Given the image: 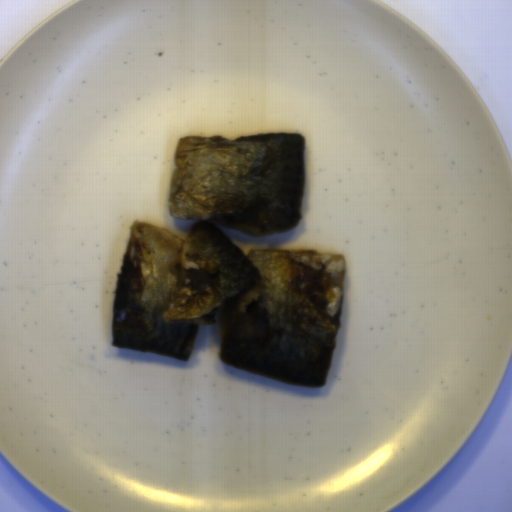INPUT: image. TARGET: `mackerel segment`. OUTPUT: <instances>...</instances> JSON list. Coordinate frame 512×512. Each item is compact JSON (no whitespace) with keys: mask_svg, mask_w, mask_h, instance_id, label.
<instances>
[{"mask_svg":"<svg viewBox=\"0 0 512 512\" xmlns=\"http://www.w3.org/2000/svg\"><path fill=\"white\" fill-rule=\"evenodd\" d=\"M168 209L195 219L184 238L129 227L113 302L112 345L189 360L201 325L219 359L256 376L322 388L342 319L346 258L250 250L221 229L263 238L301 221L304 136L178 138Z\"/></svg>","mask_w":512,"mask_h":512,"instance_id":"1","label":"mackerel segment"}]
</instances>
